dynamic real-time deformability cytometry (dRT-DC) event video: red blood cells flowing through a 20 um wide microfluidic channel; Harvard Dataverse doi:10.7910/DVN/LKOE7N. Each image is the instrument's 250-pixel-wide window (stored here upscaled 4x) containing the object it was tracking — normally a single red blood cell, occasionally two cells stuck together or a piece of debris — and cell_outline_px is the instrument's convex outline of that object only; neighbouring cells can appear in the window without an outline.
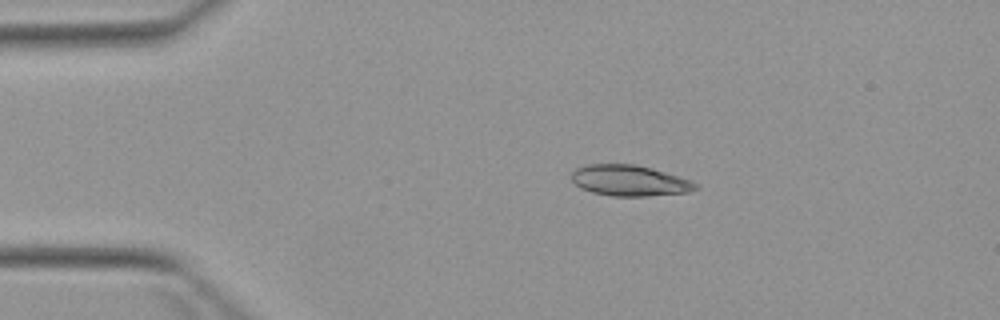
{"species": "Egyptian fruit bat (a non-hibernating species)", "species_latin": "Rousettus aegyptiacus", "temperature_condition": "warm", "stored_images_in_passage": 3, "camera_frame_rate_fps": 3000, "um_per_image_px": 0.085, "animal": {"sex": "female"}, "frame": {"image": 1, "passage_image": 1, "time_ms": 0.0, "image_size_px": [1000, 320], "cell_outline_px": [[700, 188], [688, 192], [648, 196], [612, 196], [592, 192], [580, 188], [572, 180], [572, 172], [576, 168], [588, 164], [636, 164], [652, 168], [700, 184]], "centroid_in_image_um": [53.51, 15.35], "position_along_channel_um": 31.5, "area_um2": 22.25}}
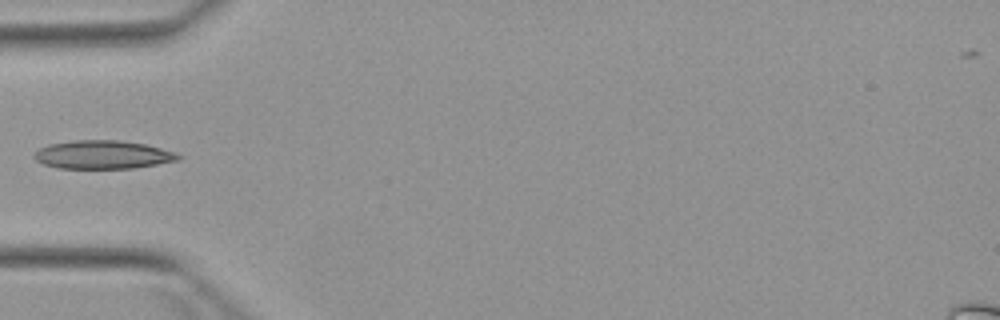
{"frame": {"image": 2, "passage_image": 3, "time_ms": 2.333, "image_size_px": [1000, 320], "cell_outline_px": [[184, 156], [180, 160], [132, 168], [60, 168], [44, 164], [36, 160], [32, 156], [40, 148], [48, 144], [76, 140], [120, 140], [144, 144], [176, 152]], "centroid_in_image_um": [8.76, 13.14], "position_along_channel_um": 76.2, "area_um2": 23.76}}